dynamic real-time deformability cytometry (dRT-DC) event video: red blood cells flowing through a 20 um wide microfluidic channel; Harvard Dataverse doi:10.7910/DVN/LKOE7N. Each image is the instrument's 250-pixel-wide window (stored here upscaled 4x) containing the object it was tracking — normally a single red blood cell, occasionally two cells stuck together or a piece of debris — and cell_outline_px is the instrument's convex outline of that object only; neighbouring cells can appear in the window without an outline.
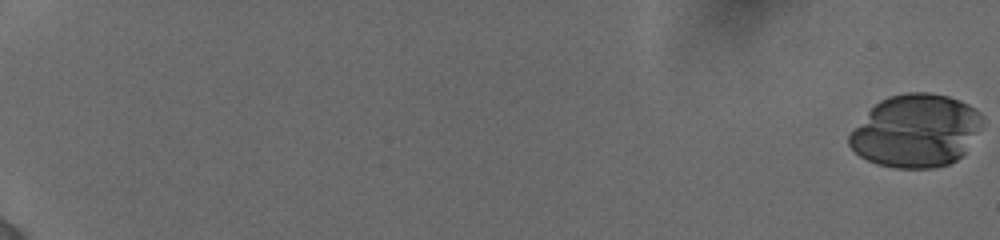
{"species": "human", "species_latin": "Homo sapiens", "temperature_condition": "cold", "stored_images_in_passage": 22, "camera_frame_rate_fps": 3000, "um_per_image_px": 0.085, "donor": {"sex": "female"}, "frame": {"image": 1, "passage_image": 1, "time_ms": 0.0, "image_size_px": [1000, 240], "cell_outline_px": [[984, 116], [980, 128], [964, 152], [956, 160], [948, 164], [932, 168], [896, 168], [876, 164], [860, 156], [848, 144], [848, 136], [868, 112], [880, 100], [888, 96], [908, 92], [928, 92], [948, 96], [960, 100], [968, 104], [980, 112]], "centroid_in_image_um": [77.85, 11.11], "position_along_channel_um": 7.1, "area_um2": 56.18}}